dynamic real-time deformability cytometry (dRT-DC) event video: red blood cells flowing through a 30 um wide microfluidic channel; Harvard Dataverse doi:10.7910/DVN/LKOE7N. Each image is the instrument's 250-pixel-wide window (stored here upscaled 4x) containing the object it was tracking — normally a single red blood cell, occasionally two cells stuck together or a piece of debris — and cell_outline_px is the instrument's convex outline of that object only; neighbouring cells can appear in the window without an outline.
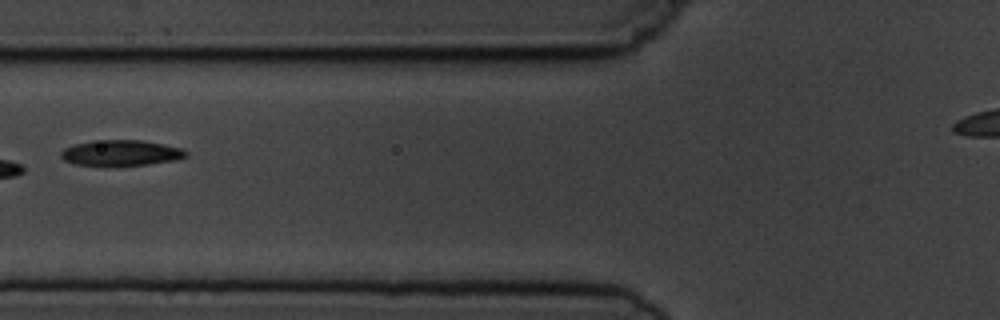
{"species": "common noctule bat (a hibernating species)", "species_latin": "Nyctalus noctula", "temperature_condition": "cold", "stored_images_in_passage": 7, "camera_frame_rate_fps": 3000, "um_per_image_px": 0.085, "animal": {"sex": "male", "body_mass_g": 19.5, "forearm_length_mm": 54.6}, "frame": {"image": 1, "passage_image": 7, "time_ms": 7.0, "image_size_px": [1000, 320], "cell_outline_px": [[188, 156], [176, 160], [148, 164], [116, 168], [108, 168], [76, 164], [64, 160], [60, 156], [60, 152], [64, 148], [72, 144], [92, 140], [140, 140], [164, 144], [184, 148], [188, 152]], "centroid_in_image_um": [10.26, 13.03], "position_along_channel_um": 115.5, "area_um2": 19.65}}